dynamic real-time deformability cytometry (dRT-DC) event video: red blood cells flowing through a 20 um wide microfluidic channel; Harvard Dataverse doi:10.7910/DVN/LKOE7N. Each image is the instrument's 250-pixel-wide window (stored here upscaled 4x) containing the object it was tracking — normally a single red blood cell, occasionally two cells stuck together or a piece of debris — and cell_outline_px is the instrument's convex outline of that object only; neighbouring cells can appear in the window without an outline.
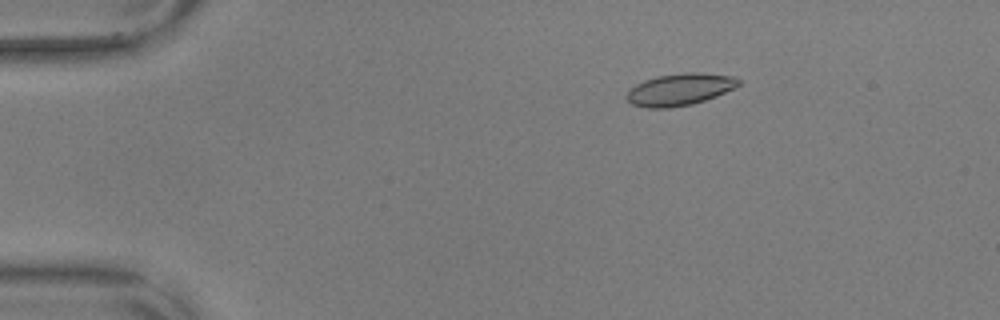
{"species": "common noctule bat (a hibernating species)", "species_latin": "Nyctalus noctula", "temperature_condition": "warm", "stored_images_in_passage": 49, "camera_frame_rate_fps": 3000, "um_per_image_px": 0.085, "animal": {"sex": "male", "body_mass_g": 17.9, "forearm_length_mm": 54.2}, "frame": {"image": 1, "passage_image": 7, "time_ms": 2.0, "image_size_px": [1000, 320], "cell_outline_px": [[740, 84], [716, 96], [692, 104], [668, 108], [648, 108], [632, 104], [624, 96], [636, 84], [644, 80], [656, 76], [684, 72], [700, 72], [732, 76], [740, 80]], "centroid_in_image_um": [57.75, 7.59], "position_along_channel_um": 27.2, "area_um2": 20.75}}
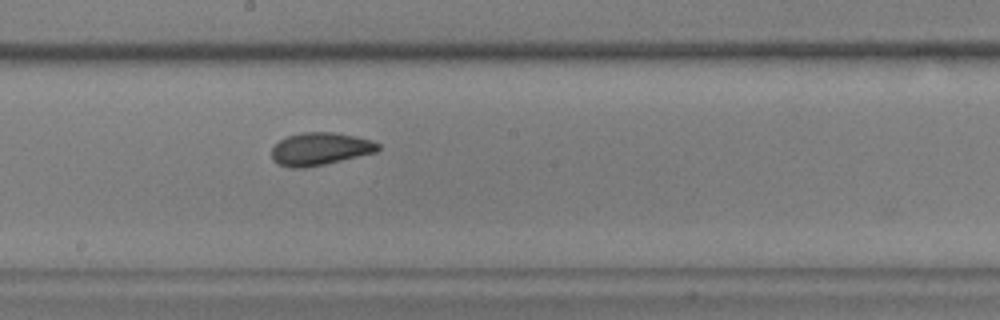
{"frame": {"image": 2, "passage_image": 29, "time_ms": 9.333, "image_size_px": [1000, 320], "cell_outline_px": [[380, 148], [376, 152], [324, 164], [304, 168], [292, 168], [280, 164], [272, 160], [272, 148], [280, 140], [288, 136], [300, 132], [332, 132], [372, 140], [380, 144]], "centroid_in_image_um": [27.2, 12.65], "position_along_channel_um": 221.0, "area_um2": 20.06}}
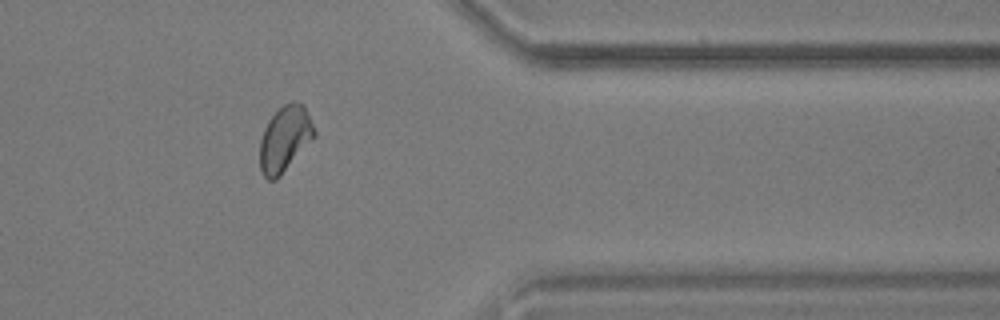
{"frame": {"image": 3, "passage_image": 44, "time_ms": 14.333, "image_size_px": [1000, 320], "cell_outline_px": [[316, 136], [280, 176], [276, 180], [268, 180], [260, 172], [260, 140], [264, 128], [268, 120], [284, 104], [292, 100], [304, 104], [316, 132]], "centroid_in_image_um": [24.21, 11.8], "position_along_channel_um": 387.2, "area_um2": 20.92}, "authors_computed_cell_mechanics": {"area_um2": 20.0566, "velocity_mm_per_s": 3.5873, "shape_relaxation_time_tau1_ms": 3.3435, "shape_relaxation_time_tau2_ms": 1.1847, "deformation_change_tau1": 0.0968, "deformation_change_tau2": 0.0458}}